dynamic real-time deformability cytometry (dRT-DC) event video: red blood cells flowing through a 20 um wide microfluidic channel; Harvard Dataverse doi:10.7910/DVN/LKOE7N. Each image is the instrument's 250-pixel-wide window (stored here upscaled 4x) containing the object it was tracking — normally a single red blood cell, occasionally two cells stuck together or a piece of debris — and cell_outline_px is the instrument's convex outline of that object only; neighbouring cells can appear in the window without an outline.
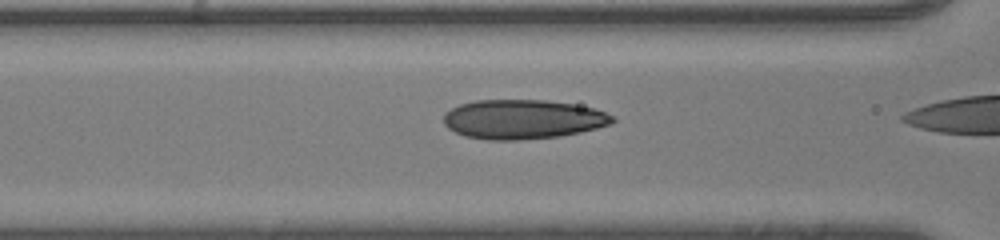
{"species": "human", "species_latin": "Homo sapiens", "temperature_condition": "room temperature", "stored_images_in_passage": 25, "camera_frame_rate_fps": 3000, "um_per_image_px": 0.085, "donor": {"sex": "male"}, "frame": {"image": 1, "passage_image": 24, "time_ms": 7.667, "image_size_px": [1000, 240], "cell_outline_px": [[616, 120], [612, 124], [580, 132], [560, 136], [516, 140], [488, 140], [464, 136], [448, 128], [444, 124], [444, 112], [460, 104], [476, 100], [544, 100], [572, 104], [592, 108], [604, 112], [612, 116]], "centroid_in_image_um": [44.41, 10.14], "position_along_channel_um": 122.2, "area_um2": 38.61}}